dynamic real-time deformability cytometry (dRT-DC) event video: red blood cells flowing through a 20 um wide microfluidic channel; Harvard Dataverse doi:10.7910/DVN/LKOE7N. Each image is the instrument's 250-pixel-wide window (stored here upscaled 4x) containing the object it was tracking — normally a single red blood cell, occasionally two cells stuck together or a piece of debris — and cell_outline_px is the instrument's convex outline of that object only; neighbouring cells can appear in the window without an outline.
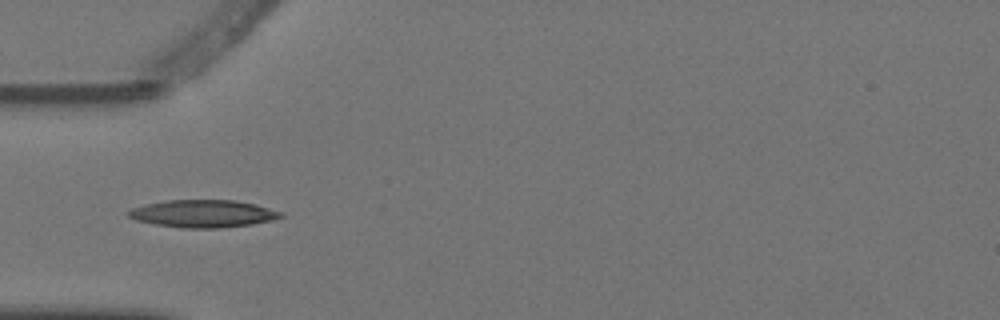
{"species": "Egyptian fruit bat (a non-hibernating species)", "species_latin": "Rousettus aegyptiacus", "temperature_condition": "warm", "stored_images_in_passage": 5, "camera_frame_rate_fps": 3000, "um_per_image_px": 0.085, "animal": {"sex": "female"}, "frame": {"image": 1, "passage_image": 3, "time_ms": 0.667, "image_size_px": [1000, 320], "cell_outline_px": [[284, 216], [272, 220], [252, 224], [220, 228], [184, 228], [156, 224], [136, 220], [128, 216], [128, 212], [132, 208], [144, 204], [168, 200], [236, 200], [256, 204], [284, 212]], "centroid_in_image_um": [17.3, 18.15], "position_along_channel_um": 67.7, "area_um2": 24.45}}
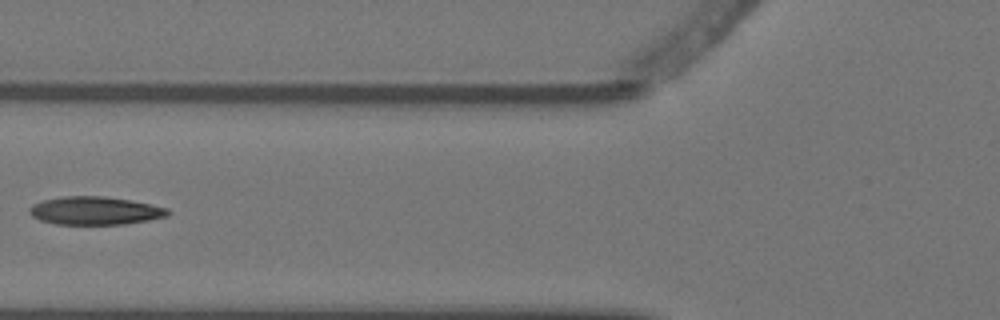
{"frame": {"image": 2, "passage_image": 4, "time_ms": 1.0, "image_size_px": [1000, 320], "cell_outline_px": [[172, 212], [168, 216], [148, 220], [124, 224], [56, 224], [40, 220], [32, 216], [28, 212], [32, 204], [40, 200], [64, 196], [104, 196], [132, 200], [168, 208]], "centroid_in_image_um": [8.08, 17.9], "position_along_channel_um": 117.7, "area_um2": 22.83}}
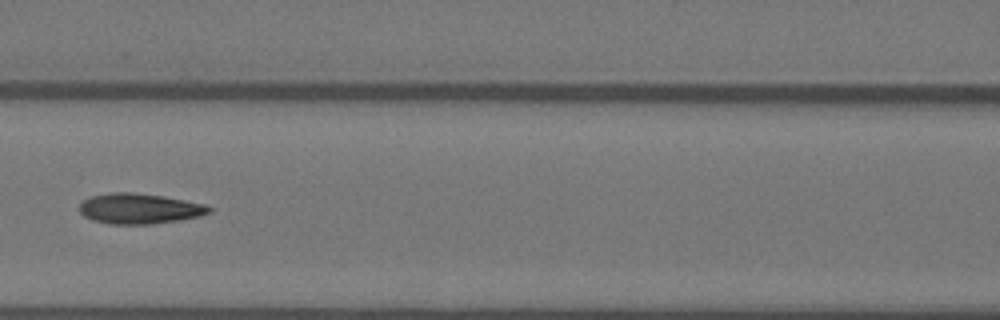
{"frame": {"image": 3, "passage_image": 5, "time_ms": 1.333, "image_size_px": [1000, 320], "cell_outline_px": [[212, 212], [200, 216], [180, 220], [152, 224], [112, 224], [92, 220], [84, 216], [80, 212], [80, 204], [84, 200], [92, 196], [112, 192], [132, 192], [160, 196], [184, 200], [204, 204], [212, 208]], "centroid_in_image_um": [11.86, 17.74], "position_along_channel_um": 154.7, "area_um2": 22.83}}